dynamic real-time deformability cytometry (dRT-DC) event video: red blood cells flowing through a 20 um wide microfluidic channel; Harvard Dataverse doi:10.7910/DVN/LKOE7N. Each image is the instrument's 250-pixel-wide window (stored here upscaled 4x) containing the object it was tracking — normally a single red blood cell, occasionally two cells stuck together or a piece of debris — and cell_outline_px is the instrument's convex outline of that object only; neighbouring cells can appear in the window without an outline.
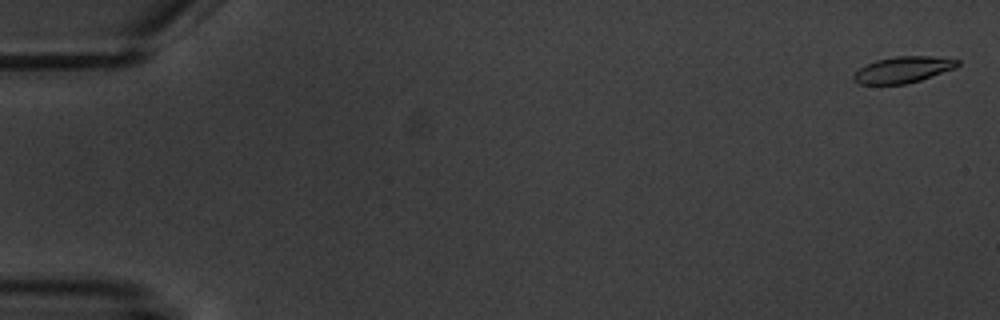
{"species": "common noctule bat (a hibernating species)", "species_latin": "Nyctalus noctula", "temperature_condition": "warm", "stored_images_in_passage": 8, "camera_frame_rate_fps": 3000, "um_per_image_px": 0.085, "animal": {"sex": "male", "body_mass_g": 20.1, "forearm_length_mm": 53.5}, "frame": {"image": 1, "passage_image": 1, "time_ms": 0.0, "image_size_px": [1000, 320], "cell_outline_px": [[960, 64], [956, 68], [920, 80], [904, 84], [860, 84], [852, 80], [852, 76], [860, 68], [876, 60], [896, 56], [932, 56], [960, 60]], "centroid_in_image_um": [76.77, 5.92], "position_along_channel_um": 8.2, "area_um2": 15.84}}
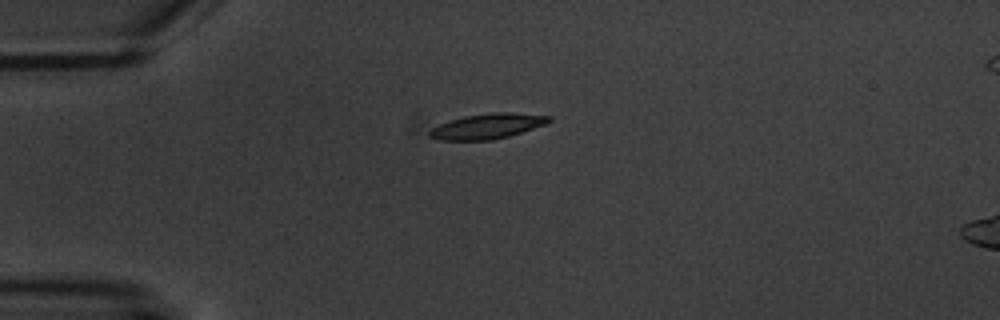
{"frame": {"image": 2, "passage_image": 5, "time_ms": 4.667, "image_size_px": [1000, 320], "cell_outline_px": [[552, 120], [544, 124], [508, 136], [492, 140], [440, 140], [428, 136], [428, 132], [432, 128], [440, 124], [464, 116], [492, 112], [512, 112], [552, 116]], "centroid_in_image_um": [41.42, 10.72], "position_along_channel_um": 43.6, "area_um2": 17.34}}